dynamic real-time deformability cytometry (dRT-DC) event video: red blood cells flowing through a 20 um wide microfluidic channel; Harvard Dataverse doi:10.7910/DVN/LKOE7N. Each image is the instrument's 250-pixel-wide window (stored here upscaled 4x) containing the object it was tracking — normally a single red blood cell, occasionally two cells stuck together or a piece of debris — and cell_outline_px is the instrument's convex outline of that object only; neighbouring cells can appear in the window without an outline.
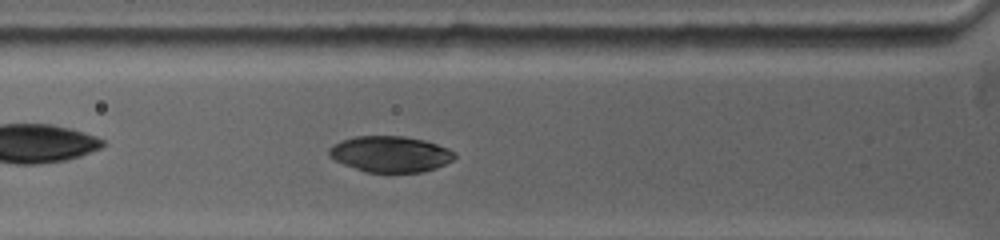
{"species": "common noctule bat (a hibernating species)", "species_latin": "Nyctalus noctula", "temperature_condition": "warm", "stored_images_in_passage": 11, "segment_of_instrument_passage": [1, 2], "camera_frame_rate_fps": 5000, "um_per_image_px": 0.085, "animal": {"sex": "female", "body_mass_g": 19.0, "forearm_length_mm": 53.3}, "frame": {"image": 1, "passage_image": 7, "time_ms": 2.8, "image_size_px": [1000, 240], "cell_outline_px": [[456, 156], [452, 160], [436, 168], [420, 172], [364, 172], [344, 164], [328, 156], [328, 148], [332, 144], [340, 140], [356, 136], [404, 136], [424, 140], [448, 148], [456, 152]], "centroid_in_image_um": [33.15, 13.09], "position_along_channel_um": 92.6, "area_um2": 26.41}}
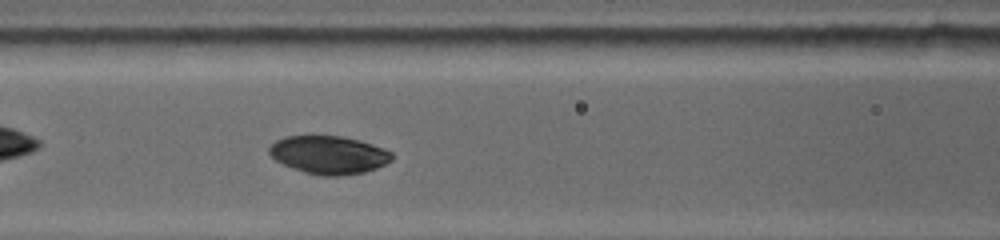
{"frame": {"image": 2, "passage_image": 10, "time_ms": 4.0, "image_size_px": [1000, 240], "cell_outline_px": [[392, 160], [376, 168], [364, 172], [340, 176], [320, 176], [304, 172], [284, 164], [276, 160], [268, 152], [268, 148], [276, 140], [284, 136], [344, 136], [360, 140], [384, 148], [392, 152]], "centroid_in_image_um": [27.95, 13.16], "position_along_channel_um": 138.6, "area_um2": 27.22}}